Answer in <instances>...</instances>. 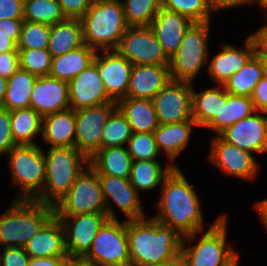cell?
Returning <instances> with one entry per match:
<instances>
[{
	"label": "cell",
	"mask_w": 267,
	"mask_h": 266,
	"mask_svg": "<svg viewBox=\"0 0 267 266\" xmlns=\"http://www.w3.org/2000/svg\"><path fill=\"white\" fill-rule=\"evenodd\" d=\"M160 191L156 205L159 212L152 216L156 221L175 229L182 237L205 230L200 197L180 167L173 168L164 178Z\"/></svg>",
	"instance_id": "cell-1"
},
{
	"label": "cell",
	"mask_w": 267,
	"mask_h": 266,
	"mask_svg": "<svg viewBox=\"0 0 267 266\" xmlns=\"http://www.w3.org/2000/svg\"><path fill=\"white\" fill-rule=\"evenodd\" d=\"M130 266H157L181 251L183 237L153 217L126 220Z\"/></svg>",
	"instance_id": "cell-2"
},
{
	"label": "cell",
	"mask_w": 267,
	"mask_h": 266,
	"mask_svg": "<svg viewBox=\"0 0 267 266\" xmlns=\"http://www.w3.org/2000/svg\"><path fill=\"white\" fill-rule=\"evenodd\" d=\"M53 216L54 206L13 199L0 214V247H24Z\"/></svg>",
	"instance_id": "cell-3"
},
{
	"label": "cell",
	"mask_w": 267,
	"mask_h": 266,
	"mask_svg": "<svg viewBox=\"0 0 267 266\" xmlns=\"http://www.w3.org/2000/svg\"><path fill=\"white\" fill-rule=\"evenodd\" d=\"M45 183L34 199L54 206L71 189L76 178L89 165V159L75 147H52L44 150Z\"/></svg>",
	"instance_id": "cell-4"
},
{
	"label": "cell",
	"mask_w": 267,
	"mask_h": 266,
	"mask_svg": "<svg viewBox=\"0 0 267 266\" xmlns=\"http://www.w3.org/2000/svg\"><path fill=\"white\" fill-rule=\"evenodd\" d=\"M227 219L226 214H221L206 232L203 230L183 237L181 251L188 266H233L239 262V253L226 240ZM198 234H201L199 241ZM193 240L198 243L193 245Z\"/></svg>",
	"instance_id": "cell-5"
},
{
	"label": "cell",
	"mask_w": 267,
	"mask_h": 266,
	"mask_svg": "<svg viewBox=\"0 0 267 266\" xmlns=\"http://www.w3.org/2000/svg\"><path fill=\"white\" fill-rule=\"evenodd\" d=\"M80 19L84 44L96 51L115 50L129 27L122 0H97Z\"/></svg>",
	"instance_id": "cell-6"
},
{
	"label": "cell",
	"mask_w": 267,
	"mask_h": 266,
	"mask_svg": "<svg viewBox=\"0 0 267 266\" xmlns=\"http://www.w3.org/2000/svg\"><path fill=\"white\" fill-rule=\"evenodd\" d=\"M211 21L193 22L186 30L177 52L170 58V78L194 82L209 61Z\"/></svg>",
	"instance_id": "cell-7"
},
{
	"label": "cell",
	"mask_w": 267,
	"mask_h": 266,
	"mask_svg": "<svg viewBox=\"0 0 267 266\" xmlns=\"http://www.w3.org/2000/svg\"><path fill=\"white\" fill-rule=\"evenodd\" d=\"M7 157L11 184L19 187L15 199L34 200L45 183L43 147L38 144L16 145Z\"/></svg>",
	"instance_id": "cell-8"
},
{
	"label": "cell",
	"mask_w": 267,
	"mask_h": 266,
	"mask_svg": "<svg viewBox=\"0 0 267 266\" xmlns=\"http://www.w3.org/2000/svg\"><path fill=\"white\" fill-rule=\"evenodd\" d=\"M81 261L90 266H130L126 220L108 218Z\"/></svg>",
	"instance_id": "cell-9"
},
{
	"label": "cell",
	"mask_w": 267,
	"mask_h": 266,
	"mask_svg": "<svg viewBox=\"0 0 267 266\" xmlns=\"http://www.w3.org/2000/svg\"><path fill=\"white\" fill-rule=\"evenodd\" d=\"M107 213L98 174L88 165L69 192L54 205L55 216Z\"/></svg>",
	"instance_id": "cell-10"
},
{
	"label": "cell",
	"mask_w": 267,
	"mask_h": 266,
	"mask_svg": "<svg viewBox=\"0 0 267 266\" xmlns=\"http://www.w3.org/2000/svg\"><path fill=\"white\" fill-rule=\"evenodd\" d=\"M210 143L207 160L218 167L222 174L245 181L255 180L261 164L254 154L223 141L219 136L214 135Z\"/></svg>",
	"instance_id": "cell-11"
},
{
	"label": "cell",
	"mask_w": 267,
	"mask_h": 266,
	"mask_svg": "<svg viewBox=\"0 0 267 266\" xmlns=\"http://www.w3.org/2000/svg\"><path fill=\"white\" fill-rule=\"evenodd\" d=\"M115 50L132 65L170 64L149 26L128 27Z\"/></svg>",
	"instance_id": "cell-12"
},
{
	"label": "cell",
	"mask_w": 267,
	"mask_h": 266,
	"mask_svg": "<svg viewBox=\"0 0 267 266\" xmlns=\"http://www.w3.org/2000/svg\"><path fill=\"white\" fill-rule=\"evenodd\" d=\"M116 107L108 102L75 111V148L88 159L101 148L104 125Z\"/></svg>",
	"instance_id": "cell-13"
},
{
	"label": "cell",
	"mask_w": 267,
	"mask_h": 266,
	"mask_svg": "<svg viewBox=\"0 0 267 266\" xmlns=\"http://www.w3.org/2000/svg\"><path fill=\"white\" fill-rule=\"evenodd\" d=\"M64 229L67 256L81 260L90 250L96 233L108 219L107 213L56 216Z\"/></svg>",
	"instance_id": "cell-14"
},
{
	"label": "cell",
	"mask_w": 267,
	"mask_h": 266,
	"mask_svg": "<svg viewBox=\"0 0 267 266\" xmlns=\"http://www.w3.org/2000/svg\"><path fill=\"white\" fill-rule=\"evenodd\" d=\"M159 125L192 118V83L170 80L153 98Z\"/></svg>",
	"instance_id": "cell-15"
},
{
	"label": "cell",
	"mask_w": 267,
	"mask_h": 266,
	"mask_svg": "<svg viewBox=\"0 0 267 266\" xmlns=\"http://www.w3.org/2000/svg\"><path fill=\"white\" fill-rule=\"evenodd\" d=\"M109 219H118L116 210L109 205L112 200L127 218L125 220L142 219L146 217L142 206L141 195L131 185L129 179L109 175H98Z\"/></svg>",
	"instance_id": "cell-16"
},
{
	"label": "cell",
	"mask_w": 267,
	"mask_h": 266,
	"mask_svg": "<svg viewBox=\"0 0 267 266\" xmlns=\"http://www.w3.org/2000/svg\"><path fill=\"white\" fill-rule=\"evenodd\" d=\"M223 141L250 153H267V114L255 111L218 135Z\"/></svg>",
	"instance_id": "cell-17"
},
{
	"label": "cell",
	"mask_w": 267,
	"mask_h": 266,
	"mask_svg": "<svg viewBox=\"0 0 267 266\" xmlns=\"http://www.w3.org/2000/svg\"><path fill=\"white\" fill-rule=\"evenodd\" d=\"M93 63L107 95L116 103L125 98L133 65L116 50L96 51Z\"/></svg>",
	"instance_id": "cell-18"
},
{
	"label": "cell",
	"mask_w": 267,
	"mask_h": 266,
	"mask_svg": "<svg viewBox=\"0 0 267 266\" xmlns=\"http://www.w3.org/2000/svg\"><path fill=\"white\" fill-rule=\"evenodd\" d=\"M70 109L75 111L114 102L104 88L97 66L92 62L68 82Z\"/></svg>",
	"instance_id": "cell-19"
},
{
	"label": "cell",
	"mask_w": 267,
	"mask_h": 266,
	"mask_svg": "<svg viewBox=\"0 0 267 266\" xmlns=\"http://www.w3.org/2000/svg\"><path fill=\"white\" fill-rule=\"evenodd\" d=\"M221 45L219 53L215 54L205 67L214 85H224L255 55L254 44L249 36L240 48L228 43Z\"/></svg>",
	"instance_id": "cell-20"
},
{
	"label": "cell",
	"mask_w": 267,
	"mask_h": 266,
	"mask_svg": "<svg viewBox=\"0 0 267 266\" xmlns=\"http://www.w3.org/2000/svg\"><path fill=\"white\" fill-rule=\"evenodd\" d=\"M30 107L42 117L70 109L68 82L49 75L37 77Z\"/></svg>",
	"instance_id": "cell-21"
},
{
	"label": "cell",
	"mask_w": 267,
	"mask_h": 266,
	"mask_svg": "<svg viewBox=\"0 0 267 266\" xmlns=\"http://www.w3.org/2000/svg\"><path fill=\"white\" fill-rule=\"evenodd\" d=\"M192 23L189 18L161 7L149 27L170 59L177 52Z\"/></svg>",
	"instance_id": "cell-22"
},
{
	"label": "cell",
	"mask_w": 267,
	"mask_h": 266,
	"mask_svg": "<svg viewBox=\"0 0 267 266\" xmlns=\"http://www.w3.org/2000/svg\"><path fill=\"white\" fill-rule=\"evenodd\" d=\"M170 80L169 65H133L125 98L152 100Z\"/></svg>",
	"instance_id": "cell-23"
},
{
	"label": "cell",
	"mask_w": 267,
	"mask_h": 266,
	"mask_svg": "<svg viewBox=\"0 0 267 266\" xmlns=\"http://www.w3.org/2000/svg\"><path fill=\"white\" fill-rule=\"evenodd\" d=\"M26 254L32 258L68 257L65 233L60 220L54 215L42 229L24 246Z\"/></svg>",
	"instance_id": "cell-24"
},
{
	"label": "cell",
	"mask_w": 267,
	"mask_h": 266,
	"mask_svg": "<svg viewBox=\"0 0 267 266\" xmlns=\"http://www.w3.org/2000/svg\"><path fill=\"white\" fill-rule=\"evenodd\" d=\"M198 127L194 120L159 125L153 132L155 142L161 154L168 157L167 163L178 168L174 164L175 159L184 151L190 142V136Z\"/></svg>",
	"instance_id": "cell-25"
},
{
	"label": "cell",
	"mask_w": 267,
	"mask_h": 266,
	"mask_svg": "<svg viewBox=\"0 0 267 266\" xmlns=\"http://www.w3.org/2000/svg\"><path fill=\"white\" fill-rule=\"evenodd\" d=\"M42 139L52 147H75V110L42 117Z\"/></svg>",
	"instance_id": "cell-26"
},
{
	"label": "cell",
	"mask_w": 267,
	"mask_h": 266,
	"mask_svg": "<svg viewBox=\"0 0 267 266\" xmlns=\"http://www.w3.org/2000/svg\"><path fill=\"white\" fill-rule=\"evenodd\" d=\"M132 158L126 146L100 148L89 158V166L98 175H109L129 179Z\"/></svg>",
	"instance_id": "cell-27"
},
{
	"label": "cell",
	"mask_w": 267,
	"mask_h": 266,
	"mask_svg": "<svg viewBox=\"0 0 267 266\" xmlns=\"http://www.w3.org/2000/svg\"><path fill=\"white\" fill-rule=\"evenodd\" d=\"M116 104L125 115L132 132L153 133L159 126L156 109L151 99L123 98Z\"/></svg>",
	"instance_id": "cell-28"
},
{
	"label": "cell",
	"mask_w": 267,
	"mask_h": 266,
	"mask_svg": "<svg viewBox=\"0 0 267 266\" xmlns=\"http://www.w3.org/2000/svg\"><path fill=\"white\" fill-rule=\"evenodd\" d=\"M84 45L83 25L79 18H67L51 26L48 51L60 56Z\"/></svg>",
	"instance_id": "cell-29"
},
{
	"label": "cell",
	"mask_w": 267,
	"mask_h": 266,
	"mask_svg": "<svg viewBox=\"0 0 267 266\" xmlns=\"http://www.w3.org/2000/svg\"><path fill=\"white\" fill-rule=\"evenodd\" d=\"M95 54L94 48L84 44L75 50L52 57L49 76L69 82L93 62Z\"/></svg>",
	"instance_id": "cell-30"
},
{
	"label": "cell",
	"mask_w": 267,
	"mask_h": 266,
	"mask_svg": "<svg viewBox=\"0 0 267 266\" xmlns=\"http://www.w3.org/2000/svg\"><path fill=\"white\" fill-rule=\"evenodd\" d=\"M195 91L192 83V118L198 127L205 128L212 120H221L222 85Z\"/></svg>",
	"instance_id": "cell-31"
},
{
	"label": "cell",
	"mask_w": 267,
	"mask_h": 266,
	"mask_svg": "<svg viewBox=\"0 0 267 266\" xmlns=\"http://www.w3.org/2000/svg\"><path fill=\"white\" fill-rule=\"evenodd\" d=\"M255 111L250 97L231 95L222 85L221 120H212L205 128L213 130L218 136L223 130Z\"/></svg>",
	"instance_id": "cell-32"
},
{
	"label": "cell",
	"mask_w": 267,
	"mask_h": 266,
	"mask_svg": "<svg viewBox=\"0 0 267 266\" xmlns=\"http://www.w3.org/2000/svg\"><path fill=\"white\" fill-rule=\"evenodd\" d=\"M158 160L133 161L129 181L140 192H149L161 187L164 178L173 170L169 163L162 167Z\"/></svg>",
	"instance_id": "cell-33"
},
{
	"label": "cell",
	"mask_w": 267,
	"mask_h": 266,
	"mask_svg": "<svg viewBox=\"0 0 267 266\" xmlns=\"http://www.w3.org/2000/svg\"><path fill=\"white\" fill-rule=\"evenodd\" d=\"M37 76L19 68L7 79V89L2 104L3 109L29 108L30 98Z\"/></svg>",
	"instance_id": "cell-34"
},
{
	"label": "cell",
	"mask_w": 267,
	"mask_h": 266,
	"mask_svg": "<svg viewBox=\"0 0 267 266\" xmlns=\"http://www.w3.org/2000/svg\"><path fill=\"white\" fill-rule=\"evenodd\" d=\"M11 132L18 145L37 144L34 140L42 135V116L31 107L10 111Z\"/></svg>",
	"instance_id": "cell-35"
},
{
	"label": "cell",
	"mask_w": 267,
	"mask_h": 266,
	"mask_svg": "<svg viewBox=\"0 0 267 266\" xmlns=\"http://www.w3.org/2000/svg\"><path fill=\"white\" fill-rule=\"evenodd\" d=\"M262 77L260 60L254 55L224 83L223 87L231 95L250 97Z\"/></svg>",
	"instance_id": "cell-36"
},
{
	"label": "cell",
	"mask_w": 267,
	"mask_h": 266,
	"mask_svg": "<svg viewBox=\"0 0 267 266\" xmlns=\"http://www.w3.org/2000/svg\"><path fill=\"white\" fill-rule=\"evenodd\" d=\"M23 19L52 26L67 17L57 0H24Z\"/></svg>",
	"instance_id": "cell-37"
},
{
	"label": "cell",
	"mask_w": 267,
	"mask_h": 266,
	"mask_svg": "<svg viewBox=\"0 0 267 266\" xmlns=\"http://www.w3.org/2000/svg\"><path fill=\"white\" fill-rule=\"evenodd\" d=\"M132 129L125 115L116 107L107 119L101 134V148L124 146L132 136Z\"/></svg>",
	"instance_id": "cell-38"
},
{
	"label": "cell",
	"mask_w": 267,
	"mask_h": 266,
	"mask_svg": "<svg viewBox=\"0 0 267 266\" xmlns=\"http://www.w3.org/2000/svg\"><path fill=\"white\" fill-rule=\"evenodd\" d=\"M122 3L129 27L150 26L161 8V0H123Z\"/></svg>",
	"instance_id": "cell-39"
},
{
	"label": "cell",
	"mask_w": 267,
	"mask_h": 266,
	"mask_svg": "<svg viewBox=\"0 0 267 266\" xmlns=\"http://www.w3.org/2000/svg\"><path fill=\"white\" fill-rule=\"evenodd\" d=\"M161 7L177 12L192 22L211 21L212 13L208 0H161Z\"/></svg>",
	"instance_id": "cell-40"
},
{
	"label": "cell",
	"mask_w": 267,
	"mask_h": 266,
	"mask_svg": "<svg viewBox=\"0 0 267 266\" xmlns=\"http://www.w3.org/2000/svg\"><path fill=\"white\" fill-rule=\"evenodd\" d=\"M50 25L23 21L17 49H48Z\"/></svg>",
	"instance_id": "cell-41"
},
{
	"label": "cell",
	"mask_w": 267,
	"mask_h": 266,
	"mask_svg": "<svg viewBox=\"0 0 267 266\" xmlns=\"http://www.w3.org/2000/svg\"><path fill=\"white\" fill-rule=\"evenodd\" d=\"M19 68L39 77L48 76L52 56L48 49H18Z\"/></svg>",
	"instance_id": "cell-42"
},
{
	"label": "cell",
	"mask_w": 267,
	"mask_h": 266,
	"mask_svg": "<svg viewBox=\"0 0 267 266\" xmlns=\"http://www.w3.org/2000/svg\"><path fill=\"white\" fill-rule=\"evenodd\" d=\"M126 147L133 161L157 160L160 156L153 133L133 132Z\"/></svg>",
	"instance_id": "cell-43"
},
{
	"label": "cell",
	"mask_w": 267,
	"mask_h": 266,
	"mask_svg": "<svg viewBox=\"0 0 267 266\" xmlns=\"http://www.w3.org/2000/svg\"><path fill=\"white\" fill-rule=\"evenodd\" d=\"M18 145L12 136L10 111L0 107V156H5Z\"/></svg>",
	"instance_id": "cell-44"
},
{
	"label": "cell",
	"mask_w": 267,
	"mask_h": 266,
	"mask_svg": "<svg viewBox=\"0 0 267 266\" xmlns=\"http://www.w3.org/2000/svg\"><path fill=\"white\" fill-rule=\"evenodd\" d=\"M30 257L24 247H4L0 251V266H28Z\"/></svg>",
	"instance_id": "cell-45"
},
{
	"label": "cell",
	"mask_w": 267,
	"mask_h": 266,
	"mask_svg": "<svg viewBox=\"0 0 267 266\" xmlns=\"http://www.w3.org/2000/svg\"><path fill=\"white\" fill-rule=\"evenodd\" d=\"M67 18H81L97 0H57Z\"/></svg>",
	"instance_id": "cell-46"
},
{
	"label": "cell",
	"mask_w": 267,
	"mask_h": 266,
	"mask_svg": "<svg viewBox=\"0 0 267 266\" xmlns=\"http://www.w3.org/2000/svg\"><path fill=\"white\" fill-rule=\"evenodd\" d=\"M18 69V50L0 53V77L8 79Z\"/></svg>",
	"instance_id": "cell-47"
},
{
	"label": "cell",
	"mask_w": 267,
	"mask_h": 266,
	"mask_svg": "<svg viewBox=\"0 0 267 266\" xmlns=\"http://www.w3.org/2000/svg\"><path fill=\"white\" fill-rule=\"evenodd\" d=\"M24 0H0V19H23Z\"/></svg>",
	"instance_id": "cell-48"
},
{
	"label": "cell",
	"mask_w": 267,
	"mask_h": 266,
	"mask_svg": "<svg viewBox=\"0 0 267 266\" xmlns=\"http://www.w3.org/2000/svg\"><path fill=\"white\" fill-rule=\"evenodd\" d=\"M256 111L267 114V78L262 77L256 84L251 96Z\"/></svg>",
	"instance_id": "cell-49"
},
{
	"label": "cell",
	"mask_w": 267,
	"mask_h": 266,
	"mask_svg": "<svg viewBox=\"0 0 267 266\" xmlns=\"http://www.w3.org/2000/svg\"><path fill=\"white\" fill-rule=\"evenodd\" d=\"M23 21L24 19H0V36L9 37L17 44Z\"/></svg>",
	"instance_id": "cell-50"
},
{
	"label": "cell",
	"mask_w": 267,
	"mask_h": 266,
	"mask_svg": "<svg viewBox=\"0 0 267 266\" xmlns=\"http://www.w3.org/2000/svg\"><path fill=\"white\" fill-rule=\"evenodd\" d=\"M266 22L267 18L265 17ZM254 44L256 56H267V23L249 35Z\"/></svg>",
	"instance_id": "cell-51"
},
{
	"label": "cell",
	"mask_w": 267,
	"mask_h": 266,
	"mask_svg": "<svg viewBox=\"0 0 267 266\" xmlns=\"http://www.w3.org/2000/svg\"><path fill=\"white\" fill-rule=\"evenodd\" d=\"M209 6L213 12H217L220 10L231 9L236 7H244V5H251L250 0H208Z\"/></svg>",
	"instance_id": "cell-52"
},
{
	"label": "cell",
	"mask_w": 267,
	"mask_h": 266,
	"mask_svg": "<svg viewBox=\"0 0 267 266\" xmlns=\"http://www.w3.org/2000/svg\"><path fill=\"white\" fill-rule=\"evenodd\" d=\"M69 260L68 257L32 258L28 266H65Z\"/></svg>",
	"instance_id": "cell-53"
},
{
	"label": "cell",
	"mask_w": 267,
	"mask_h": 266,
	"mask_svg": "<svg viewBox=\"0 0 267 266\" xmlns=\"http://www.w3.org/2000/svg\"><path fill=\"white\" fill-rule=\"evenodd\" d=\"M157 266H188L186 257L180 251L174 257L159 263Z\"/></svg>",
	"instance_id": "cell-54"
},
{
	"label": "cell",
	"mask_w": 267,
	"mask_h": 266,
	"mask_svg": "<svg viewBox=\"0 0 267 266\" xmlns=\"http://www.w3.org/2000/svg\"><path fill=\"white\" fill-rule=\"evenodd\" d=\"M254 208L258 211L260 221L263 223L267 230V198L257 201L254 203Z\"/></svg>",
	"instance_id": "cell-55"
},
{
	"label": "cell",
	"mask_w": 267,
	"mask_h": 266,
	"mask_svg": "<svg viewBox=\"0 0 267 266\" xmlns=\"http://www.w3.org/2000/svg\"><path fill=\"white\" fill-rule=\"evenodd\" d=\"M14 50H18L17 44L9 37L0 36V53Z\"/></svg>",
	"instance_id": "cell-56"
},
{
	"label": "cell",
	"mask_w": 267,
	"mask_h": 266,
	"mask_svg": "<svg viewBox=\"0 0 267 266\" xmlns=\"http://www.w3.org/2000/svg\"><path fill=\"white\" fill-rule=\"evenodd\" d=\"M7 89V79L0 77V107H2Z\"/></svg>",
	"instance_id": "cell-57"
},
{
	"label": "cell",
	"mask_w": 267,
	"mask_h": 266,
	"mask_svg": "<svg viewBox=\"0 0 267 266\" xmlns=\"http://www.w3.org/2000/svg\"><path fill=\"white\" fill-rule=\"evenodd\" d=\"M262 67V76L267 78V56H257Z\"/></svg>",
	"instance_id": "cell-58"
},
{
	"label": "cell",
	"mask_w": 267,
	"mask_h": 266,
	"mask_svg": "<svg viewBox=\"0 0 267 266\" xmlns=\"http://www.w3.org/2000/svg\"><path fill=\"white\" fill-rule=\"evenodd\" d=\"M251 5H258L260 9L267 11V0H250Z\"/></svg>",
	"instance_id": "cell-59"
},
{
	"label": "cell",
	"mask_w": 267,
	"mask_h": 266,
	"mask_svg": "<svg viewBox=\"0 0 267 266\" xmlns=\"http://www.w3.org/2000/svg\"><path fill=\"white\" fill-rule=\"evenodd\" d=\"M65 266H89L81 260H69Z\"/></svg>",
	"instance_id": "cell-60"
},
{
	"label": "cell",
	"mask_w": 267,
	"mask_h": 266,
	"mask_svg": "<svg viewBox=\"0 0 267 266\" xmlns=\"http://www.w3.org/2000/svg\"><path fill=\"white\" fill-rule=\"evenodd\" d=\"M233 266H239V263L237 262V263H235Z\"/></svg>",
	"instance_id": "cell-61"
}]
</instances>
